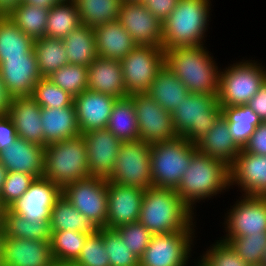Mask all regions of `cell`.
<instances>
[{
    "instance_id": "cell-34",
    "label": "cell",
    "mask_w": 266,
    "mask_h": 266,
    "mask_svg": "<svg viewBox=\"0 0 266 266\" xmlns=\"http://www.w3.org/2000/svg\"><path fill=\"white\" fill-rule=\"evenodd\" d=\"M222 115L227 120L233 140L240 148L244 147L256 127L262 122L248 105L223 107Z\"/></svg>"
},
{
    "instance_id": "cell-21",
    "label": "cell",
    "mask_w": 266,
    "mask_h": 266,
    "mask_svg": "<svg viewBox=\"0 0 266 266\" xmlns=\"http://www.w3.org/2000/svg\"><path fill=\"white\" fill-rule=\"evenodd\" d=\"M230 186L237 184L245 196H266V156L242 148L229 167Z\"/></svg>"
},
{
    "instance_id": "cell-62",
    "label": "cell",
    "mask_w": 266,
    "mask_h": 266,
    "mask_svg": "<svg viewBox=\"0 0 266 266\" xmlns=\"http://www.w3.org/2000/svg\"><path fill=\"white\" fill-rule=\"evenodd\" d=\"M198 264H197V266H203L200 262H197Z\"/></svg>"
},
{
    "instance_id": "cell-16",
    "label": "cell",
    "mask_w": 266,
    "mask_h": 266,
    "mask_svg": "<svg viewBox=\"0 0 266 266\" xmlns=\"http://www.w3.org/2000/svg\"><path fill=\"white\" fill-rule=\"evenodd\" d=\"M118 21L137 45L163 47L162 23L141 2H122Z\"/></svg>"
},
{
    "instance_id": "cell-18",
    "label": "cell",
    "mask_w": 266,
    "mask_h": 266,
    "mask_svg": "<svg viewBox=\"0 0 266 266\" xmlns=\"http://www.w3.org/2000/svg\"><path fill=\"white\" fill-rule=\"evenodd\" d=\"M144 190L119 185L107 180V229L137 222L139 220Z\"/></svg>"
},
{
    "instance_id": "cell-53",
    "label": "cell",
    "mask_w": 266,
    "mask_h": 266,
    "mask_svg": "<svg viewBox=\"0 0 266 266\" xmlns=\"http://www.w3.org/2000/svg\"><path fill=\"white\" fill-rule=\"evenodd\" d=\"M13 97L9 94L8 90L4 86L2 77L0 75V114L7 115Z\"/></svg>"
},
{
    "instance_id": "cell-48",
    "label": "cell",
    "mask_w": 266,
    "mask_h": 266,
    "mask_svg": "<svg viewBox=\"0 0 266 266\" xmlns=\"http://www.w3.org/2000/svg\"><path fill=\"white\" fill-rule=\"evenodd\" d=\"M130 249L138 258L145 252L152 234L139 222L125 224L115 229Z\"/></svg>"
},
{
    "instance_id": "cell-56",
    "label": "cell",
    "mask_w": 266,
    "mask_h": 266,
    "mask_svg": "<svg viewBox=\"0 0 266 266\" xmlns=\"http://www.w3.org/2000/svg\"><path fill=\"white\" fill-rule=\"evenodd\" d=\"M7 173L8 172H7L6 168L0 162V193H1L2 189H3V185H4V182H5Z\"/></svg>"
},
{
    "instance_id": "cell-35",
    "label": "cell",
    "mask_w": 266,
    "mask_h": 266,
    "mask_svg": "<svg viewBox=\"0 0 266 266\" xmlns=\"http://www.w3.org/2000/svg\"><path fill=\"white\" fill-rule=\"evenodd\" d=\"M34 42L8 16L0 17V62L5 58L25 57L34 49Z\"/></svg>"
},
{
    "instance_id": "cell-19",
    "label": "cell",
    "mask_w": 266,
    "mask_h": 266,
    "mask_svg": "<svg viewBox=\"0 0 266 266\" xmlns=\"http://www.w3.org/2000/svg\"><path fill=\"white\" fill-rule=\"evenodd\" d=\"M0 75L13 98L32 95L34 86L42 77L34 49L25 57L5 58L1 61Z\"/></svg>"
},
{
    "instance_id": "cell-29",
    "label": "cell",
    "mask_w": 266,
    "mask_h": 266,
    "mask_svg": "<svg viewBox=\"0 0 266 266\" xmlns=\"http://www.w3.org/2000/svg\"><path fill=\"white\" fill-rule=\"evenodd\" d=\"M189 93L184 83L165 64L156 74L147 92L163 109L170 113L184 102Z\"/></svg>"
},
{
    "instance_id": "cell-11",
    "label": "cell",
    "mask_w": 266,
    "mask_h": 266,
    "mask_svg": "<svg viewBox=\"0 0 266 266\" xmlns=\"http://www.w3.org/2000/svg\"><path fill=\"white\" fill-rule=\"evenodd\" d=\"M62 195L98 228H104L107 220V179L88 177L67 184Z\"/></svg>"
},
{
    "instance_id": "cell-43",
    "label": "cell",
    "mask_w": 266,
    "mask_h": 266,
    "mask_svg": "<svg viewBox=\"0 0 266 266\" xmlns=\"http://www.w3.org/2000/svg\"><path fill=\"white\" fill-rule=\"evenodd\" d=\"M221 240L229 243L248 265L262 262L266 248V232L249 236H237L235 238H223Z\"/></svg>"
},
{
    "instance_id": "cell-58",
    "label": "cell",
    "mask_w": 266,
    "mask_h": 266,
    "mask_svg": "<svg viewBox=\"0 0 266 266\" xmlns=\"http://www.w3.org/2000/svg\"><path fill=\"white\" fill-rule=\"evenodd\" d=\"M4 207L2 206L1 202H0V222H2V217H3V214H4Z\"/></svg>"
},
{
    "instance_id": "cell-15",
    "label": "cell",
    "mask_w": 266,
    "mask_h": 266,
    "mask_svg": "<svg viewBox=\"0 0 266 266\" xmlns=\"http://www.w3.org/2000/svg\"><path fill=\"white\" fill-rule=\"evenodd\" d=\"M243 198V199H242ZM225 218L226 236H249L266 232V196L242 195Z\"/></svg>"
},
{
    "instance_id": "cell-47",
    "label": "cell",
    "mask_w": 266,
    "mask_h": 266,
    "mask_svg": "<svg viewBox=\"0 0 266 266\" xmlns=\"http://www.w3.org/2000/svg\"><path fill=\"white\" fill-rule=\"evenodd\" d=\"M35 176L28 173L8 172L0 193V202L5 209L13 205L30 187Z\"/></svg>"
},
{
    "instance_id": "cell-45",
    "label": "cell",
    "mask_w": 266,
    "mask_h": 266,
    "mask_svg": "<svg viewBox=\"0 0 266 266\" xmlns=\"http://www.w3.org/2000/svg\"><path fill=\"white\" fill-rule=\"evenodd\" d=\"M72 266H110L109 255L104 248L102 228L88 235L79 257Z\"/></svg>"
},
{
    "instance_id": "cell-14",
    "label": "cell",
    "mask_w": 266,
    "mask_h": 266,
    "mask_svg": "<svg viewBox=\"0 0 266 266\" xmlns=\"http://www.w3.org/2000/svg\"><path fill=\"white\" fill-rule=\"evenodd\" d=\"M62 189L45 177L35 178L28 190L9 209L29 223H49Z\"/></svg>"
},
{
    "instance_id": "cell-26",
    "label": "cell",
    "mask_w": 266,
    "mask_h": 266,
    "mask_svg": "<svg viewBox=\"0 0 266 266\" xmlns=\"http://www.w3.org/2000/svg\"><path fill=\"white\" fill-rule=\"evenodd\" d=\"M195 145L198 152L219 159L229 167L241 151V148L233 140L227 120L223 115Z\"/></svg>"
},
{
    "instance_id": "cell-7",
    "label": "cell",
    "mask_w": 266,
    "mask_h": 266,
    "mask_svg": "<svg viewBox=\"0 0 266 266\" xmlns=\"http://www.w3.org/2000/svg\"><path fill=\"white\" fill-rule=\"evenodd\" d=\"M221 115L218 96L189 93L172 112V124L178 136L196 143L209 132Z\"/></svg>"
},
{
    "instance_id": "cell-61",
    "label": "cell",
    "mask_w": 266,
    "mask_h": 266,
    "mask_svg": "<svg viewBox=\"0 0 266 266\" xmlns=\"http://www.w3.org/2000/svg\"><path fill=\"white\" fill-rule=\"evenodd\" d=\"M248 266H265V265L262 263H259V264H252V265H248Z\"/></svg>"
},
{
    "instance_id": "cell-1",
    "label": "cell",
    "mask_w": 266,
    "mask_h": 266,
    "mask_svg": "<svg viewBox=\"0 0 266 266\" xmlns=\"http://www.w3.org/2000/svg\"><path fill=\"white\" fill-rule=\"evenodd\" d=\"M193 212L174 189L152 187L144 191L138 221L152 235L195 230Z\"/></svg>"
},
{
    "instance_id": "cell-38",
    "label": "cell",
    "mask_w": 266,
    "mask_h": 266,
    "mask_svg": "<svg viewBox=\"0 0 266 266\" xmlns=\"http://www.w3.org/2000/svg\"><path fill=\"white\" fill-rule=\"evenodd\" d=\"M49 9L30 4H19L9 15V19L31 39L46 36Z\"/></svg>"
},
{
    "instance_id": "cell-17",
    "label": "cell",
    "mask_w": 266,
    "mask_h": 266,
    "mask_svg": "<svg viewBox=\"0 0 266 266\" xmlns=\"http://www.w3.org/2000/svg\"><path fill=\"white\" fill-rule=\"evenodd\" d=\"M82 135L85 139L90 177L108 180L122 142L107 128L90 130Z\"/></svg>"
},
{
    "instance_id": "cell-59",
    "label": "cell",
    "mask_w": 266,
    "mask_h": 266,
    "mask_svg": "<svg viewBox=\"0 0 266 266\" xmlns=\"http://www.w3.org/2000/svg\"><path fill=\"white\" fill-rule=\"evenodd\" d=\"M261 263L264 264V265L266 266V248H265L264 256H263V260H262Z\"/></svg>"
},
{
    "instance_id": "cell-4",
    "label": "cell",
    "mask_w": 266,
    "mask_h": 266,
    "mask_svg": "<svg viewBox=\"0 0 266 266\" xmlns=\"http://www.w3.org/2000/svg\"><path fill=\"white\" fill-rule=\"evenodd\" d=\"M210 0H180L162 23L164 51L176 47H198L203 44L210 16Z\"/></svg>"
},
{
    "instance_id": "cell-24",
    "label": "cell",
    "mask_w": 266,
    "mask_h": 266,
    "mask_svg": "<svg viewBox=\"0 0 266 266\" xmlns=\"http://www.w3.org/2000/svg\"><path fill=\"white\" fill-rule=\"evenodd\" d=\"M7 115L15 126L18 138L43 146L41 107L31 95L14 97Z\"/></svg>"
},
{
    "instance_id": "cell-39",
    "label": "cell",
    "mask_w": 266,
    "mask_h": 266,
    "mask_svg": "<svg viewBox=\"0 0 266 266\" xmlns=\"http://www.w3.org/2000/svg\"><path fill=\"white\" fill-rule=\"evenodd\" d=\"M34 52L42 77H48L52 72L69 64L63 39L45 36L35 40Z\"/></svg>"
},
{
    "instance_id": "cell-5",
    "label": "cell",
    "mask_w": 266,
    "mask_h": 266,
    "mask_svg": "<svg viewBox=\"0 0 266 266\" xmlns=\"http://www.w3.org/2000/svg\"><path fill=\"white\" fill-rule=\"evenodd\" d=\"M44 177L63 189L90 177L85 139L79 136L45 146Z\"/></svg>"
},
{
    "instance_id": "cell-3",
    "label": "cell",
    "mask_w": 266,
    "mask_h": 266,
    "mask_svg": "<svg viewBox=\"0 0 266 266\" xmlns=\"http://www.w3.org/2000/svg\"><path fill=\"white\" fill-rule=\"evenodd\" d=\"M229 187V166L197 151L175 191L193 211L197 201L212 198Z\"/></svg>"
},
{
    "instance_id": "cell-51",
    "label": "cell",
    "mask_w": 266,
    "mask_h": 266,
    "mask_svg": "<svg viewBox=\"0 0 266 266\" xmlns=\"http://www.w3.org/2000/svg\"><path fill=\"white\" fill-rule=\"evenodd\" d=\"M15 126L8 115L0 116V151L4 150L17 139Z\"/></svg>"
},
{
    "instance_id": "cell-22",
    "label": "cell",
    "mask_w": 266,
    "mask_h": 266,
    "mask_svg": "<svg viewBox=\"0 0 266 266\" xmlns=\"http://www.w3.org/2000/svg\"><path fill=\"white\" fill-rule=\"evenodd\" d=\"M118 98L86 89L74 97V105L80 133L105 129L114 103Z\"/></svg>"
},
{
    "instance_id": "cell-57",
    "label": "cell",
    "mask_w": 266,
    "mask_h": 266,
    "mask_svg": "<svg viewBox=\"0 0 266 266\" xmlns=\"http://www.w3.org/2000/svg\"><path fill=\"white\" fill-rule=\"evenodd\" d=\"M4 237H5V234H4L3 223L0 222V260H1V257H2V247H3Z\"/></svg>"
},
{
    "instance_id": "cell-25",
    "label": "cell",
    "mask_w": 266,
    "mask_h": 266,
    "mask_svg": "<svg viewBox=\"0 0 266 266\" xmlns=\"http://www.w3.org/2000/svg\"><path fill=\"white\" fill-rule=\"evenodd\" d=\"M88 90L116 98L128 97L120 60L97 57L88 66Z\"/></svg>"
},
{
    "instance_id": "cell-2",
    "label": "cell",
    "mask_w": 266,
    "mask_h": 266,
    "mask_svg": "<svg viewBox=\"0 0 266 266\" xmlns=\"http://www.w3.org/2000/svg\"><path fill=\"white\" fill-rule=\"evenodd\" d=\"M206 47H176L165 50V65L190 93L218 96L219 73Z\"/></svg>"
},
{
    "instance_id": "cell-8",
    "label": "cell",
    "mask_w": 266,
    "mask_h": 266,
    "mask_svg": "<svg viewBox=\"0 0 266 266\" xmlns=\"http://www.w3.org/2000/svg\"><path fill=\"white\" fill-rule=\"evenodd\" d=\"M250 60L233 63L219 73L218 103L223 107L247 105L266 81L264 66Z\"/></svg>"
},
{
    "instance_id": "cell-37",
    "label": "cell",
    "mask_w": 266,
    "mask_h": 266,
    "mask_svg": "<svg viewBox=\"0 0 266 266\" xmlns=\"http://www.w3.org/2000/svg\"><path fill=\"white\" fill-rule=\"evenodd\" d=\"M88 237L81 231H51V253L56 265H72Z\"/></svg>"
},
{
    "instance_id": "cell-10",
    "label": "cell",
    "mask_w": 266,
    "mask_h": 266,
    "mask_svg": "<svg viewBox=\"0 0 266 266\" xmlns=\"http://www.w3.org/2000/svg\"><path fill=\"white\" fill-rule=\"evenodd\" d=\"M164 64L163 47L137 45L121 60L126 94L147 93Z\"/></svg>"
},
{
    "instance_id": "cell-36",
    "label": "cell",
    "mask_w": 266,
    "mask_h": 266,
    "mask_svg": "<svg viewBox=\"0 0 266 266\" xmlns=\"http://www.w3.org/2000/svg\"><path fill=\"white\" fill-rule=\"evenodd\" d=\"M82 25L95 28L118 20L122 0H74Z\"/></svg>"
},
{
    "instance_id": "cell-30",
    "label": "cell",
    "mask_w": 266,
    "mask_h": 266,
    "mask_svg": "<svg viewBox=\"0 0 266 266\" xmlns=\"http://www.w3.org/2000/svg\"><path fill=\"white\" fill-rule=\"evenodd\" d=\"M69 64L89 66L97 57L96 38L93 28L80 25L64 39Z\"/></svg>"
},
{
    "instance_id": "cell-60",
    "label": "cell",
    "mask_w": 266,
    "mask_h": 266,
    "mask_svg": "<svg viewBox=\"0 0 266 266\" xmlns=\"http://www.w3.org/2000/svg\"><path fill=\"white\" fill-rule=\"evenodd\" d=\"M142 0H122V2H141Z\"/></svg>"
},
{
    "instance_id": "cell-50",
    "label": "cell",
    "mask_w": 266,
    "mask_h": 266,
    "mask_svg": "<svg viewBox=\"0 0 266 266\" xmlns=\"http://www.w3.org/2000/svg\"><path fill=\"white\" fill-rule=\"evenodd\" d=\"M180 0H142L141 3L163 23Z\"/></svg>"
},
{
    "instance_id": "cell-32",
    "label": "cell",
    "mask_w": 266,
    "mask_h": 266,
    "mask_svg": "<svg viewBox=\"0 0 266 266\" xmlns=\"http://www.w3.org/2000/svg\"><path fill=\"white\" fill-rule=\"evenodd\" d=\"M106 128L121 142L139 140L134 103L129 96L116 100Z\"/></svg>"
},
{
    "instance_id": "cell-49",
    "label": "cell",
    "mask_w": 266,
    "mask_h": 266,
    "mask_svg": "<svg viewBox=\"0 0 266 266\" xmlns=\"http://www.w3.org/2000/svg\"><path fill=\"white\" fill-rule=\"evenodd\" d=\"M242 149L250 154L266 156V121L256 127Z\"/></svg>"
},
{
    "instance_id": "cell-27",
    "label": "cell",
    "mask_w": 266,
    "mask_h": 266,
    "mask_svg": "<svg viewBox=\"0 0 266 266\" xmlns=\"http://www.w3.org/2000/svg\"><path fill=\"white\" fill-rule=\"evenodd\" d=\"M43 147L79 136L74 103L65 108H41Z\"/></svg>"
},
{
    "instance_id": "cell-41",
    "label": "cell",
    "mask_w": 266,
    "mask_h": 266,
    "mask_svg": "<svg viewBox=\"0 0 266 266\" xmlns=\"http://www.w3.org/2000/svg\"><path fill=\"white\" fill-rule=\"evenodd\" d=\"M47 78L75 97L88 88V67L67 64L52 72Z\"/></svg>"
},
{
    "instance_id": "cell-44",
    "label": "cell",
    "mask_w": 266,
    "mask_h": 266,
    "mask_svg": "<svg viewBox=\"0 0 266 266\" xmlns=\"http://www.w3.org/2000/svg\"><path fill=\"white\" fill-rule=\"evenodd\" d=\"M104 248L110 259V266H139V258L121 239L115 229L102 228Z\"/></svg>"
},
{
    "instance_id": "cell-13",
    "label": "cell",
    "mask_w": 266,
    "mask_h": 266,
    "mask_svg": "<svg viewBox=\"0 0 266 266\" xmlns=\"http://www.w3.org/2000/svg\"><path fill=\"white\" fill-rule=\"evenodd\" d=\"M194 232L182 230L153 234L145 252L139 258V266H187Z\"/></svg>"
},
{
    "instance_id": "cell-42",
    "label": "cell",
    "mask_w": 266,
    "mask_h": 266,
    "mask_svg": "<svg viewBox=\"0 0 266 266\" xmlns=\"http://www.w3.org/2000/svg\"><path fill=\"white\" fill-rule=\"evenodd\" d=\"M31 96L41 108H65L74 103V97L47 77L38 80Z\"/></svg>"
},
{
    "instance_id": "cell-31",
    "label": "cell",
    "mask_w": 266,
    "mask_h": 266,
    "mask_svg": "<svg viewBox=\"0 0 266 266\" xmlns=\"http://www.w3.org/2000/svg\"><path fill=\"white\" fill-rule=\"evenodd\" d=\"M49 224L50 231H81L92 235L98 230V227L80 213L63 195L56 200L52 208Z\"/></svg>"
},
{
    "instance_id": "cell-6",
    "label": "cell",
    "mask_w": 266,
    "mask_h": 266,
    "mask_svg": "<svg viewBox=\"0 0 266 266\" xmlns=\"http://www.w3.org/2000/svg\"><path fill=\"white\" fill-rule=\"evenodd\" d=\"M196 152L195 143L180 136L175 140L151 144L152 186L175 190Z\"/></svg>"
},
{
    "instance_id": "cell-46",
    "label": "cell",
    "mask_w": 266,
    "mask_h": 266,
    "mask_svg": "<svg viewBox=\"0 0 266 266\" xmlns=\"http://www.w3.org/2000/svg\"><path fill=\"white\" fill-rule=\"evenodd\" d=\"M215 243L201 256L199 262L203 266H248L229 243L222 240Z\"/></svg>"
},
{
    "instance_id": "cell-55",
    "label": "cell",
    "mask_w": 266,
    "mask_h": 266,
    "mask_svg": "<svg viewBox=\"0 0 266 266\" xmlns=\"http://www.w3.org/2000/svg\"><path fill=\"white\" fill-rule=\"evenodd\" d=\"M59 0H22V3L30 4L34 6H40L47 9H50L54 6Z\"/></svg>"
},
{
    "instance_id": "cell-20",
    "label": "cell",
    "mask_w": 266,
    "mask_h": 266,
    "mask_svg": "<svg viewBox=\"0 0 266 266\" xmlns=\"http://www.w3.org/2000/svg\"><path fill=\"white\" fill-rule=\"evenodd\" d=\"M0 266H56L50 240L4 237Z\"/></svg>"
},
{
    "instance_id": "cell-40",
    "label": "cell",
    "mask_w": 266,
    "mask_h": 266,
    "mask_svg": "<svg viewBox=\"0 0 266 266\" xmlns=\"http://www.w3.org/2000/svg\"><path fill=\"white\" fill-rule=\"evenodd\" d=\"M4 234L7 238L28 240H51L49 223H29L27 219L4 209L2 217Z\"/></svg>"
},
{
    "instance_id": "cell-28",
    "label": "cell",
    "mask_w": 266,
    "mask_h": 266,
    "mask_svg": "<svg viewBox=\"0 0 266 266\" xmlns=\"http://www.w3.org/2000/svg\"><path fill=\"white\" fill-rule=\"evenodd\" d=\"M94 31L99 57L121 61L137 46L118 20L97 26Z\"/></svg>"
},
{
    "instance_id": "cell-12",
    "label": "cell",
    "mask_w": 266,
    "mask_h": 266,
    "mask_svg": "<svg viewBox=\"0 0 266 266\" xmlns=\"http://www.w3.org/2000/svg\"><path fill=\"white\" fill-rule=\"evenodd\" d=\"M129 97L134 103L139 140L151 145L178 137L172 124V113L163 109L149 94L136 93Z\"/></svg>"
},
{
    "instance_id": "cell-23",
    "label": "cell",
    "mask_w": 266,
    "mask_h": 266,
    "mask_svg": "<svg viewBox=\"0 0 266 266\" xmlns=\"http://www.w3.org/2000/svg\"><path fill=\"white\" fill-rule=\"evenodd\" d=\"M45 147L17 138L13 144L0 151V162L7 172L28 173L44 177Z\"/></svg>"
},
{
    "instance_id": "cell-52",
    "label": "cell",
    "mask_w": 266,
    "mask_h": 266,
    "mask_svg": "<svg viewBox=\"0 0 266 266\" xmlns=\"http://www.w3.org/2000/svg\"><path fill=\"white\" fill-rule=\"evenodd\" d=\"M247 105L252 108L262 122L266 121V81L258 92L251 98Z\"/></svg>"
},
{
    "instance_id": "cell-33",
    "label": "cell",
    "mask_w": 266,
    "mask_h": 266,
    "mask_svg": "<svg viewBox=\"0 0 266 266\" xmlns=\"http://www.w3.org/2000/svg\"><path fill=\"white\" fill-rule=\"evenodd\" d=\"M81 25L74 0H60L49 9L46 37L64 39Z\"/></svg>"
},
{
    "instance_id": "cell-54",
    "label": "cell",
    "mask_w": 266,
    "mask_h": 266,
    "mask_svg": "<svg viewBox=\"0 0 266 266\" xmlns=\"http://www.w3.org/2000/svg\"><path fill=\"white\" fill-rule=\"evenodd\" d=\"M22 0H0V17L8 16Z\"/></svg>"
},
{
    "instance_id": "cell-9",
    "label": "cell",
    "mask_w": 266,
    "mask_h": 266,
    "mask_svg": "<svg viewBox=\"0 0 266 266\" xmlns=\"http://www.w3.org/2000/svg\"><path fill=\"white\" fill-rule=\"evenodd\" d=\"M150 148L142 140L122 142L108 181L144 191L152 188Z\"/></svg>"
}]
</instances>
